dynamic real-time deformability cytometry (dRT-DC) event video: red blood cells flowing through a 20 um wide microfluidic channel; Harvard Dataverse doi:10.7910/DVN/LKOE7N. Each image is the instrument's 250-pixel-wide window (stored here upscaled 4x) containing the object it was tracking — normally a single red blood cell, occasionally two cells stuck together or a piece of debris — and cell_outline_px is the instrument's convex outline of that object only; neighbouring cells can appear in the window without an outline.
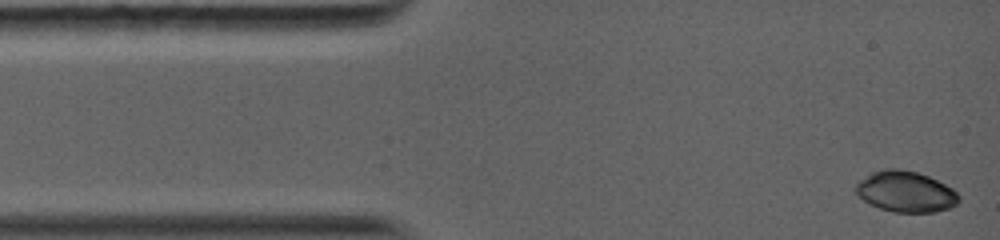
{"species": "common noctule bat (a hibernating species)", "species_latin": "Nyctalus noctula", "temperature_condition": "warm", "stored_images_in_passage": 5, "camera_frame_rate_fps": 5000, "um_per_image_px": 0.085, "animal": {"sex": "female", "body_mass_g": 19.0, "forearm_length_mm": 56.7}, "frame": {"image": 1, "passage_image": 1, "time_ms": 0.0, "image_size_px": [1000, 240], "cell_outline_px": [[960, 200], [956, 204], [948, 208], [936, 212], [892, 212], [868, 204], [856, 192], [856, 184], [860, 180], [872, 172], [884, 168], [896, 168], [916, 172], [928, 176], [952, 188], [960, 196]], "centroid_in_image_um": [76.98, 16.29], "position_along_channel_um": 8.0, "area_um2": 24.45}}
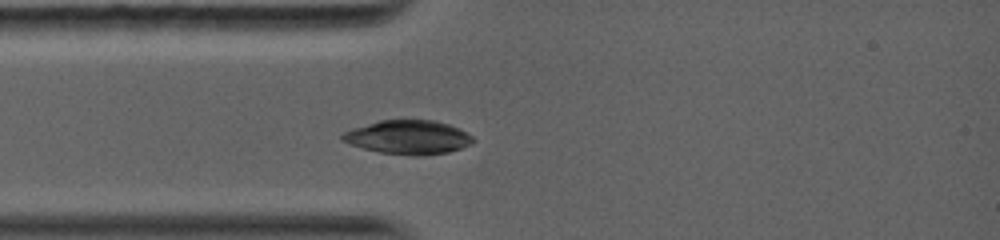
{"frame": {"image": 2, "passage_image": 5, "time_ms": 2.8, "image_size_px": [1000, 240], "cell_outline_px": [[476, 140], [472, 144], [448, 152], [424, 156], [412, 156], [380, 152], [364, 148], [340, 140], [340, 136], [344, 132], [352, 128], [380, 120], [432, 120], [448, 124], [460, 128], [472, 136]], "centroid_in_image_um": [34.72, 11.67], "position_along_channel_um": 50.3, "area_um2": 25.89}}